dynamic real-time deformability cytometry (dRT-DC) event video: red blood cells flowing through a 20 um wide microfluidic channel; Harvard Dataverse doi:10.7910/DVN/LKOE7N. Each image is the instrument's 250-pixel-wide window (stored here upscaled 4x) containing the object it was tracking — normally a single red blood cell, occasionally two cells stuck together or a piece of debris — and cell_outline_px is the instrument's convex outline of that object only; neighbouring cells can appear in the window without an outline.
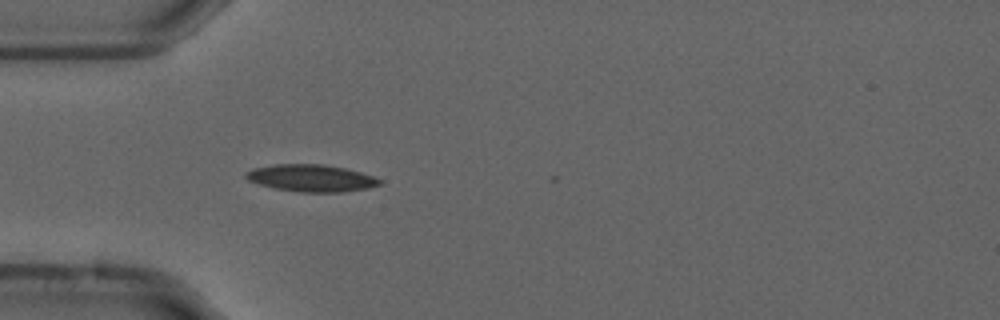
{"species": "common noctule bat (a hibernating species)", "species_latin": "Nyctalus noctula", "temperature_condition": "cold", "stored_images_in_passage": 18, "camera_frame_rate_fps": 3000, "um_per_image_px": 0.085, "animal": {"sex": "male", "forearm_length_mm": 52.5}, "frame": {"image": 1, "passage_image": 1, "time_ms": 0.0, "image_size_px": [1000, 320], "cell_outline_px": [[380, 184], [368, 188], [344, 192], [300, 192], [276, 188], [260, 184], [248, 180], [244, 176], [244, 172], [252, 168], [276, 164], [324, 164], [344, 168], [360, 172], [372, 176], [380, 180]], "centroid_in_image_um": [26.42, 15.13], "position_along_channel_um": 58.6, "area_um2": 20.98}}
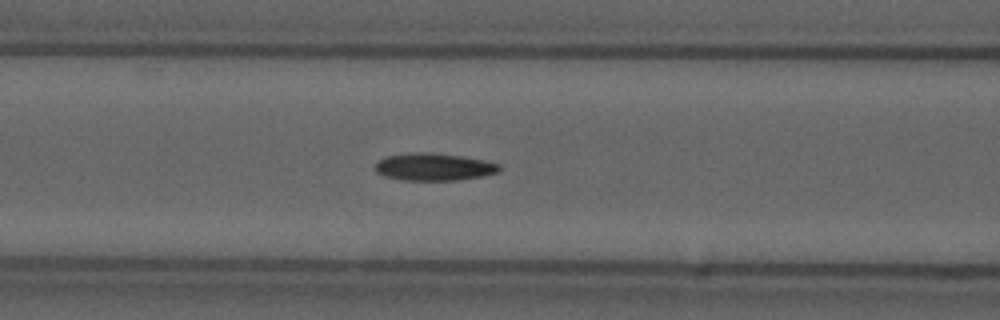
{"frame": {"image": 2, "passage_image": 7, "time_ms": 2.0, "image_size_px": [1000, 320], "cell_outline_px": [[500, 172], [484, 176], [460, 180], [404, 180], [384, 176], [376, 172], [376, 164], [380, 160], [388, 156], [424, 152], [460, 156], [484, 160], [500, 164]], "centroid_in_image_um": [36.94, 14.2], "position_along_channel_um": 129.7, "area_um2": 19.54}}
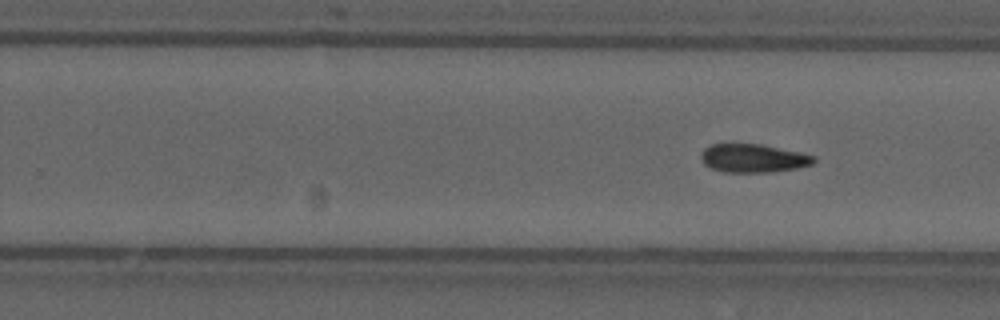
{"frame": {"image": 3, "passage_image": 18, "time_ms": 5.667, "image_size_px": [1000, 320], "cell_outline_px": [[816, 160], [812, 164], [800, 168], [772, 172], [724, 172], [712, 168], [704, 164], [700, 160], [700, 156], [704, 148], [712, 144], [760, 144], [816, 156]], "centroid_in_image_um": [64.02, 13.46], "position_along_channel_um": 265.8, "area_um2": 18.67}}